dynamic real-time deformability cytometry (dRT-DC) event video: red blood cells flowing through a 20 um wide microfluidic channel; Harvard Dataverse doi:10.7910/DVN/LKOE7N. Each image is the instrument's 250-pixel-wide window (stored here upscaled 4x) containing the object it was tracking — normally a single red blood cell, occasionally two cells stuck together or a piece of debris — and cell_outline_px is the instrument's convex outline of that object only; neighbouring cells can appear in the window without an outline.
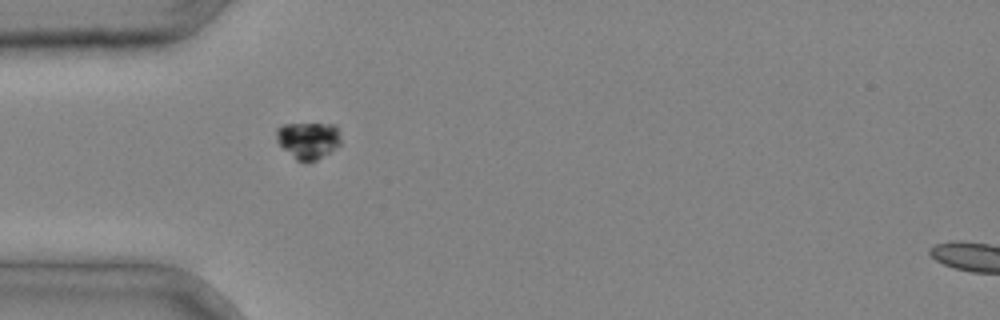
{"species": "common noctule bat (a hibernating species)", "species_latin": "Nyctalus noctula", "temperature_condition": "cold", "stored_images_in_passage": 2, "segment_of_instrument_passage": [1, 2], "camera_frame_rate_fps": 3000, "um_per_image_px": 0.085, "animal": {"sex": "male", "body_mass_g": 20.4}, "frame": {"image": 1, "passage_image": 1, "time_ms": 0.0, "image_size_px": [1000, 320], "cell_outline_px": [[340, 144], [316, 160], [308, 164], [304, 164], [296, 160], [276, 140], [276, 128], [284, 124], [336, 124], [340, 136]], "centroid_in_image_um": [26.18, 11.93], "position_along_channel_um": 58.8, "area_um2": 13.87}}